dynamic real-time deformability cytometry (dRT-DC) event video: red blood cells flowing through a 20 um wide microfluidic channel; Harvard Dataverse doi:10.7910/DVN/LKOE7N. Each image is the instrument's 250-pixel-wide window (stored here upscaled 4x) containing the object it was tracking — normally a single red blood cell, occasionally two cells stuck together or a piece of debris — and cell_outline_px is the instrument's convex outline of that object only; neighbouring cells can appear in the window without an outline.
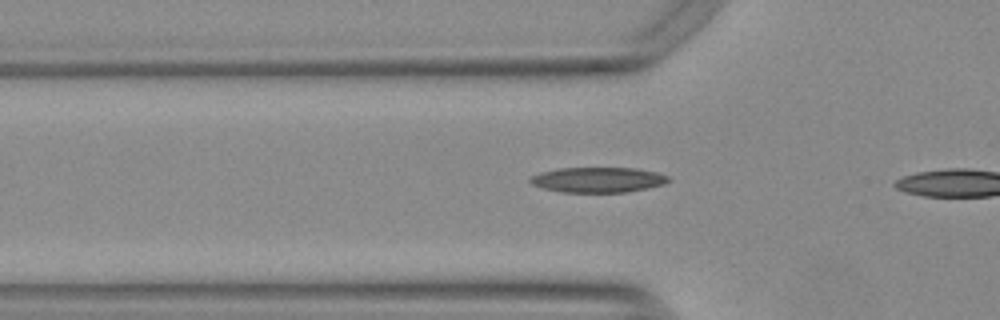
{"species": "Egyptian fruit bat (a non-hibernating species)", "species_latin": "Rousettus aegyptiacus", "temperature_condition": "warm", "stored_images_in_passage": 4, "camera_frame_rate_fps": 3000, "um_per_image_px": 0.085, "animal": {"sex": "female"}, "frame": {"image": 1, "passage_image": 3, "time_ms": 0.667, "image_size_px": [1000, 320], "cell_outline_px": [[672, 180], [664, 184], [628, 192], [560, 192], [544, 188], [532, 184], [528, 180], [532, 176], [540, 172], [560, 168], [636, 168], [656, 172], [668, 176]], "centroid_in_image_um": [50.84, 15.28], "position_along_channel_um": 75.0, "area_um2": 20.29}}